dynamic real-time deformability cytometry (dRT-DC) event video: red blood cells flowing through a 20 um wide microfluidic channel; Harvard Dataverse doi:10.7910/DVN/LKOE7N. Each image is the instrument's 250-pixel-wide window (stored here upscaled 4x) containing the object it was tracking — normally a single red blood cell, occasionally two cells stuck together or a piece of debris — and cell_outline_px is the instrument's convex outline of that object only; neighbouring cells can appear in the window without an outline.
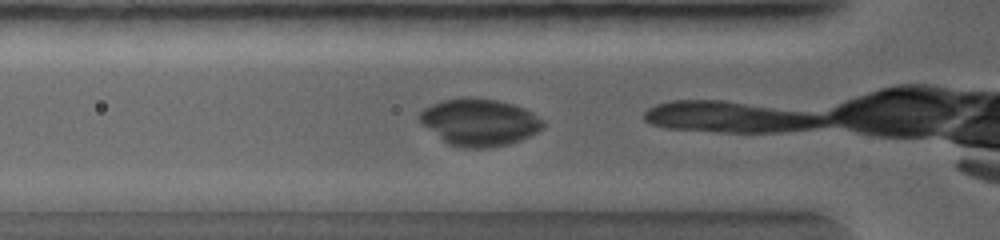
{"species": "common noctule bat (a hibernating species)", "species_latin": "Nyctalus noctula", "temperature_condition": "warm", "stored_images_in_passage": 16, "camera_frame_rate_fps": 5000, "um_per_image_px": 0.085, "animal": {"sex": "female", "body_mass_g": 19.0, "forearm_length_mm": 56.7}, "frame": {"image": 1, "passage_image": 5, "time_ms": 0.8, "image_size_px": [1000, 240], "cell_outline_px": [[544, 128], [520, 140], [508, 144], [488, 148], [464, 148], [448, 144], [424, 124], [416, 116], [424, 108], [432, 104], [444, 100], [468, 96], [496, 100], [516, 104], [532, 112], [544, 120]], "centroid_in_image_um": [40.78, 10.37], "position_along_channel_um": 85.0, "area_um2": 33.81}}